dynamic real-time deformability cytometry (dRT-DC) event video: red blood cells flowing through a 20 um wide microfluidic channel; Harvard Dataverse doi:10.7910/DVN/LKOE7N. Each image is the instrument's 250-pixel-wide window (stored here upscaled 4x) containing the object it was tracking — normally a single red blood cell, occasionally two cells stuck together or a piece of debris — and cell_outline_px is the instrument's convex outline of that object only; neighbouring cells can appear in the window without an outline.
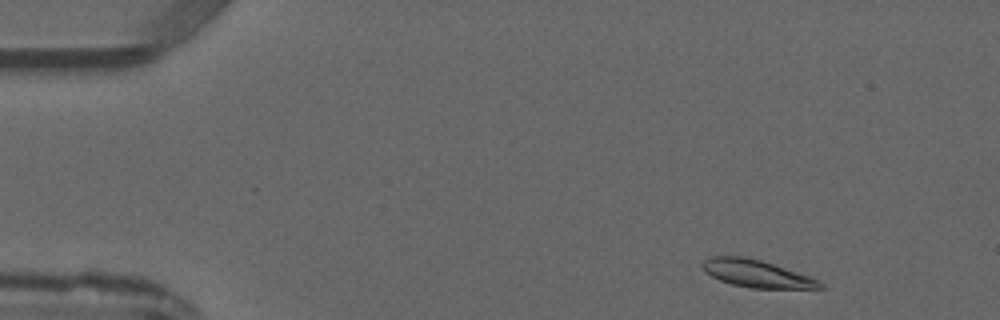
{"species": "common noctule bat (a hibernating species)", "species_latin": "Nyctalus noctula", "temperature_condition": "warm", "stored_images_in_passage": 4, "camera_frame_rate_fps": 3000, "um_per_image_px": 0.085, "animal": {"sex": "male", "forearm_length_mm": 52.5}, "frame": {"image": 1, "passage_image": 1, "time_ms": 0.0, "image_size_px": [1000, 320], "cell_outline_px": [[824, 288], [752, 288], [732, 284], [720, 280], [704, 272], [700, 264], [704, 260], [712, 256], [744, 256], [760, 260], [812, 276], [824, 284]], "centroid_in_image_um": [64.31, 23.25], "position_along_channel_um": 20.7, "area_um2": 18.79}}